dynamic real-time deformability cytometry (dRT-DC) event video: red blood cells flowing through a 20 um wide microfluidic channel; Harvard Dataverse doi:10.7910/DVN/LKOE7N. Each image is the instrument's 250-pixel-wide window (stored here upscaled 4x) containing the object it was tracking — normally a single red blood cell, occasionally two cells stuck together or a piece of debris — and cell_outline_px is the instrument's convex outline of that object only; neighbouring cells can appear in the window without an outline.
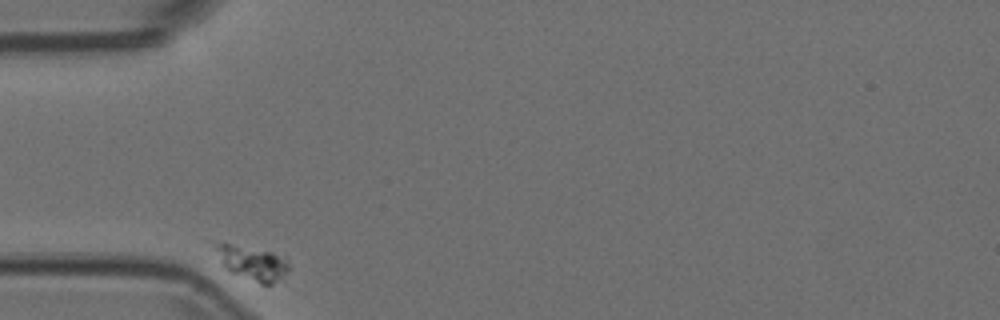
{"species": "Egyptian fruit bat (a non-hibernating species)", "species_latin": "Rousettus aegyptiacus", "temperature_condition": "room temperature", "stored_images_in_passage": 23, "camera_frame_rate_fps": 3000, "um_per_image_px": 0.085, "animal": {"sex": "female"}, "frame": {"image": 1, "passage_image": 1, "time_ms": 0.0, "image_size_px": [1000, 320], "cell_outline_px": [[288, 272], [272, 284], [260, 284], [228, 272], [224, 268], [212, 240], [272, 252], [284, 260], [288, 264]], "centroid_in_image_um": [21.37, 22.35], "position_along_channel_um": 63.6, "area_um2": 14.45}}
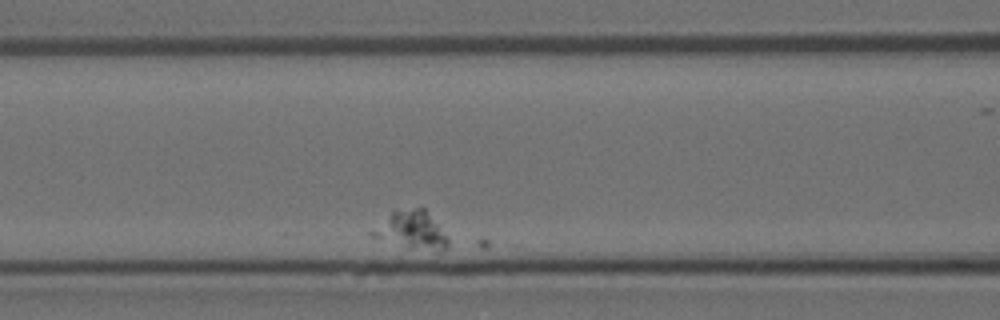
{"frame": {"image": 2, "passage_image": 9, "time_ms": 2.667, "image_size_px": [1000, 320], "cell_outline_px": [[448, 248], [444, 252], [440, 252], [408, 248], [368, 236], [368, 232], [392, 212], [416, 208], [424, 208], [448, 236]], "centroid_in_image_um": [34.99, 19.62], "position_along_channel_um": 131.6, "area_um2": 16.82}}
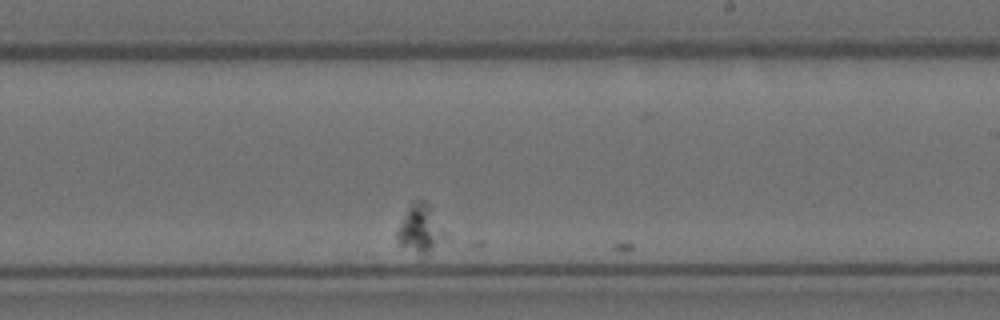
{"frame": {"image": 3, "passage_image": 22, "time_ms": 7.0, "image_size_px": [1000, 320], "cell_outline_px": [[448, 240], [428, 256], [420, 260], [400, 244], [396, 240], [396, 232], [412, 200], [420, 196], [428, 200], [432, 204], [448, 236]], "centroid_in_image_um": [35.81, 19.49], "position_along_channel_um": 253.2, "area_um2": 15.03}}